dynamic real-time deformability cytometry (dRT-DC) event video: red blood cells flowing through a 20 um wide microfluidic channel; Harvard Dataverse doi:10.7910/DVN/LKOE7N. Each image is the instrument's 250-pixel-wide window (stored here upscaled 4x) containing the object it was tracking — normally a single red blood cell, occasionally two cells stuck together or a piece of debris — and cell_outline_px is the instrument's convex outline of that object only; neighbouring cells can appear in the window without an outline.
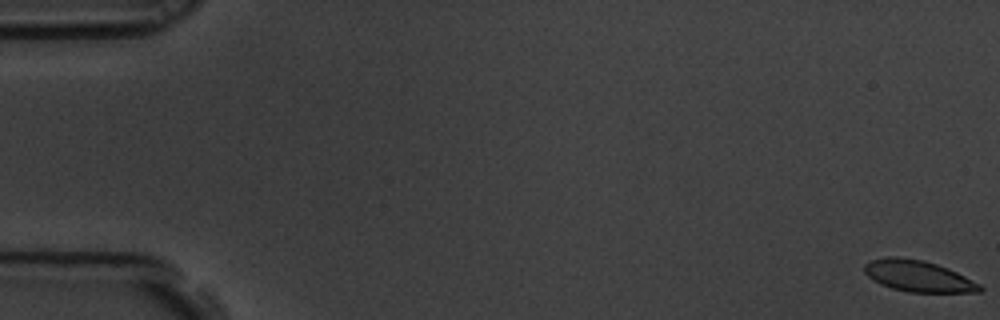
{"species": "common noctule bat (a hibernating species)", "species_latin": "Nyctalus noctula", "temperature_condition": "room temperature", "stored_images_in_passage": 17, "camera_frame_rate_fps": 3000, "um_per_image_px": 0.085, "animal": {"sex": "male", "body_mass_g": 19.5, "forearm_length_mm": 54.6}, "frame": {"image": 1, "passage_image": 1, "time_ms": 0.0, "image_size_px": [1000, 320], "cell_outline_px": [[984, 288], [980, 292], [908, 292], [892, 288], [880, 284], [872, 280], [864, 272], [864, 264], [872, 260], [888, 256], [896, 256], [924, 260], [948, 268], [980, 284]], "centroid_in_image_um": [78.02, 23.46], "position_along_channel_um": 7.0, "area_um2": 21.04}}